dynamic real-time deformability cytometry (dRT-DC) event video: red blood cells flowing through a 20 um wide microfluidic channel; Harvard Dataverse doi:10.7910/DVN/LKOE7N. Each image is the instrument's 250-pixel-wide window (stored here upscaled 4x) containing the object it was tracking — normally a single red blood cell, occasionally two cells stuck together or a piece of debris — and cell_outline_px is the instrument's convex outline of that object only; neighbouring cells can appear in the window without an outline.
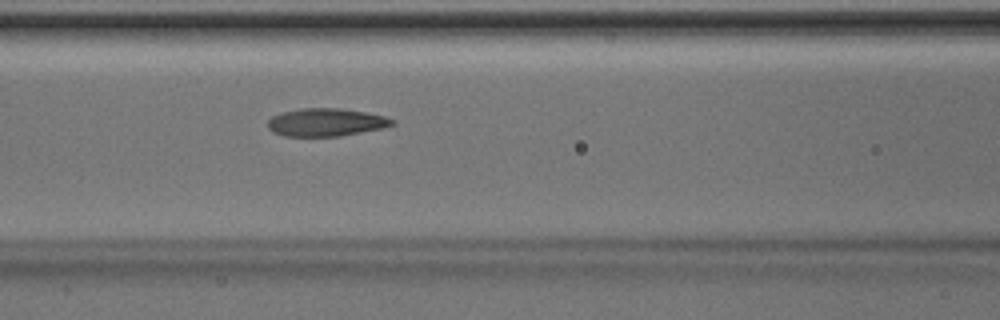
{"species": "Egyptian fruit bat (a non-hibernating species)", "species_latin": "Rousettus aegyptiacus", "temperature_condition": "room temperature", "stored_images_in_passage": 16, "camera_frame_rate_fps": 3000, "um_per_image_px": 0.085, "animal": {"sex": "male"}, "frame": {"image": 1, "passage_image": 12, "time_ms": 3.667, "image_size_px": [1000, 320], "cell_outline_px": [[396, 124], [384, 128], [340, 136], [284, 136], [272, 132], [268, 128], [268, 120], [272, 116], [280, 112], [304, 108], [340, 108], [364, 112], [384, 116], [396, 120]], "centroid_in_image_um": [27.71, 10.4], "position_along_channel_um": 138.9, "area_um2": 20.35}}